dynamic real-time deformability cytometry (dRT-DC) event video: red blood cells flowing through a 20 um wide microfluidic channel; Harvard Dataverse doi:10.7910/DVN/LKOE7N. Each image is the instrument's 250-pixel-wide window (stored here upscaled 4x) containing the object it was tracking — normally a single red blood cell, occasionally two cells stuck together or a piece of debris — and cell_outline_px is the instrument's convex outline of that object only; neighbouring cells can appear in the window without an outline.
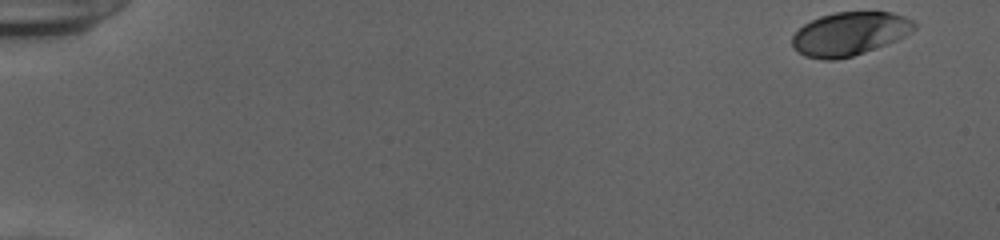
{"species": "human", "species_latin": "Homo sapiens", "temperature_condition": "cold", "stored_images_in_passage": 52, "camera_frame_rate_fps": 3000, "um_per_image_px": 0.085, "donor": {"sex": "female"}, "frame": {"image": 1, "passage_image": 1, "time_ms": 0.0, "image_size_px": [1000, 240], "cell_outline_px": [[916, 28], [904, 36], [896, 40], [864, 52], [852, 56], [832, 60], [824, 60], [804, 56], [792, 48], [792, 36], [804, 24], [820, 16], [836, 12], [892, 12], [904, 16], [912, 20], [916, 24]], "centroid_in_image_um": [72.19, 2.87], "position_along_channel_um": 12.8, "area_um2": 30.75}}
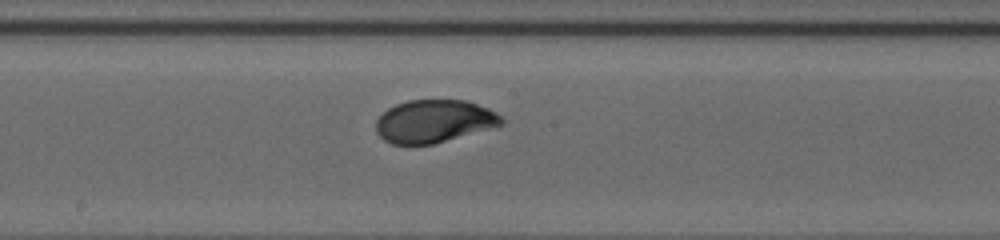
{"frame": {"image": 2, "passage_image": 29, "time_ms": 9.333, "image_size_px": [1000, 240], "cell_outline_px": [[504, 124], [432, 144], [392, 144], [384, 140], [376, 132], [376, 120], [388, 108], [396, 104], [408, 100], [464, 100], [488, 108], [496, 112], [504, 120]], "centroid_in_image_um": [36.87, 10.3], "position_along_channel_um": 211.3, "area_um2": 30.98}}
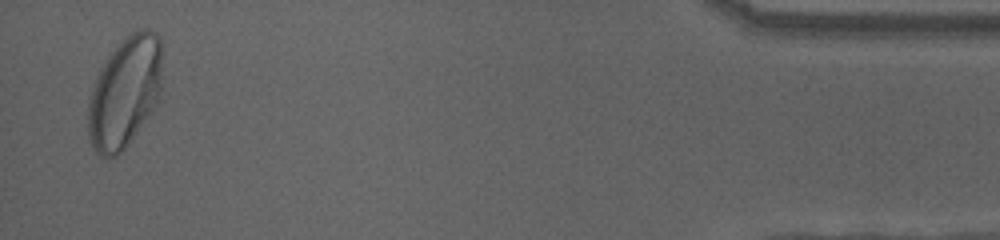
{"frame": {"image": 3, "passage_image": 51, "time_ms": 16.667, "image_size_px": [1000, 240], "cell_outline_px": [[160, 96], [152, 112], [124, 148], [116, 156], [100, 156], [96, 152], [88, 136], [88, 100], [96, 76], [100, 68], [108, 56], [132, 32], [140, 28], [148, 28], [156, 32], [160, 36]], "centroid_in_image_um": [10.6, 7.84], "position_along_channel_um": 424.6, "area_um2": 47.45}, "authors_computed_cell_mechanics": {"area_um2": 32.1079, "velocity_mm_per_s": 3.8809, "shape_relaxation_time_tau1_ms": 2.8925, "shape_relaxation_time_tau2_ms": null, "deformation_change_tau1": 0.1512, "deformation_change_tau2": null}}